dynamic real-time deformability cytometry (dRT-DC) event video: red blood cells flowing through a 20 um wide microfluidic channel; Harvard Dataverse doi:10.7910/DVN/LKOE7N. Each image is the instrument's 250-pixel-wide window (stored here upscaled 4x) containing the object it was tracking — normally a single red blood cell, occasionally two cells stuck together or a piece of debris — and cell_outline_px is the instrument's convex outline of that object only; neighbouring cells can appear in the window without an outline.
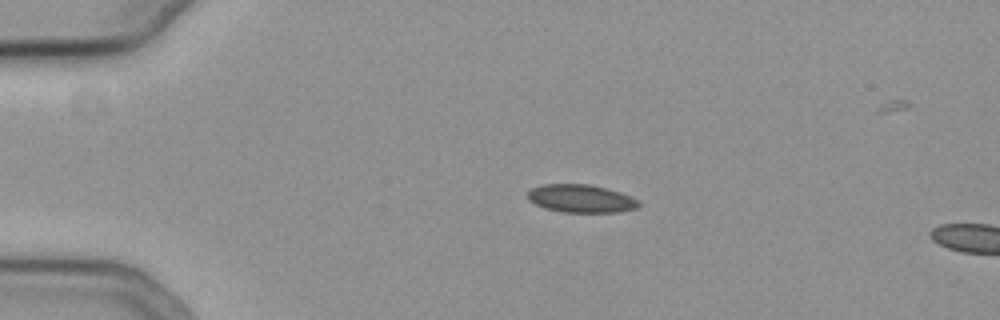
{"species": "common noctule bat (a hibernating species)", "species_latin": "Nyctalus noctula", "temperature_condition": "cold", "stored_images_in_passage": 16, "camera_frame_rate_fps": 3000, "um_per_image_px": 0.085, "animal": {"sex": "female", "body_mass_g": 19.3, "forearm_length_mm": 54.1}, "frame": {"image": 1, "passage_image": 12, "time_ms": 3.667, "image_size_px": [1000, 320], "cell_outline_px": [[640, 204], [636, 208], [620, 212], [560, 212], [544, 208], [528, 200], [524, 196], [532, 188], [540, 184], [588, 184], [608, 188], [632, 196], [640, 200]], "centroid_in_image_um": [49.37, 16.87], "position_along_channel_um": 35.6, "area_um2": 18.44}}